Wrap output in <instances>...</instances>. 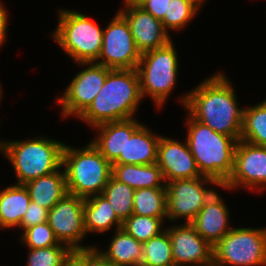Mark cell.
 I'll list each match as a JSON object with an SVG mask.
<instances>
[{
    "mask_svg": "<svg viewBox=\"0 0 266 266\" xmlns=\"http://www.w3.org/2000/svg\"><path fill=\"white\" fill-rule=\"evenodd\" d=\"M26 266H62L72 249L67 245L28 249Z\"/></svg>",
    "mask_w": 266,
    "mask_h": 266,
    "instance_id": "31",
    "label": "cell"
},
{
    "mask_svg": "<svg viewBox=\"0 0 266 266\" xmlns=\"http://www.w3.org/2000/svg\"><path fill=\"white\" fill-rule=\"evenodd\" d=\"M206 266H217L215 263H211L209 265H206Z\"/></svg>",
    "mask_w": 266,
    "mask_h": 266,
    "instance_id": "41",
    "label": "cell"
},
{
    "mask_svg": "<svg viewBox=\"0 0 266 266\" xmlns=\"http://www.w3.org/2000/svg\"><path fill=\"white\" fill-rule=\"evenodd\" d=\"M143 0H123L125 4L139 5Z\"/></svg>",
    "mask_w": 266,
    "mask_h": 266,
    "instance_id": "38",
    "label": "cell"
},
{
    "mask_svg": "<svg viewBox=\"0 0 266 266\" xmlns=\"http://www.w3.org/2000/svg\"><path fill=\"white\" fill-rule=\"evenodd\" d=\"M3 4L0 2V47L4 45L6 41V31L8 27V15ZM3 44V45H2Z\"/></svg>",
    "mask_w": 266,
    "mask_h": 266,
    "instance_id": "37",
    "label": "cell"
},
{
    "mask_svg": "<svg viewBox=\"0 0 266 266\" xmlns=\"http://www.w3.org/2000/svg\"><path fill=\"white\" fill-rule=\"evenodd\" d=\"M135 190L112 176L101 193L110 203L117 217L123 222L133 214Z\"/></svg>",
    "mask_w": 266,
    "mask_h": 266,
    "instance_id": "27",
    "label": "cell"
},
{
    "mask_svg": "<svg viewBox=\"0 0 266 266\" xmlns=\"http://www.w3.org/2000/svg\"><path fill=\"white\" fill-rule=\"evenodd\" d=\"M46 221H48V210L31 201L18 228L24 230Z\"/></svg>",
    "mask_w": 266,
    "mask_h": 266,
    "instance_id": "33",
    "label": "cell"
},
{
    "mask_svg": "<svg viewBox=\"0 0 266 266\" xmlns=\"http://www.w3.org/2000/svg\"><path fill=\"white\" fill-rule=\"evenodd\" d=\"M166 187L136 189L133 199V214L167 218Z\"/></svg>",
    "mask_w": 266,
    "mask_h": 266,
    "instance_id": "25",
    "label": "cell"
},
{
    "mask_svg": "<svg viewBox=\"0 0 266 266\" xmlns=\"http://www.w3.org/2000/svg\"><path fill=\"white\" fill-rule=\"evenodd\" d=\"M58 14V25L51 34L55 42L76 63L96 62L104 29L79 11L61 9Z\"/></svg>",
    "mask_w": 266,
    "mask_h": 266,
    "instance_id": "6",
    "label": "cell"
},
{
    "mask_svg": "<svg viewBox=\"0 0 266 266\" xmlns=\"http://www.w3.org/2000/svg\"><path fill=\"white\" fill-rule=\"evenodd\" d=\"M1 90L2 89H1V85H0V99L2 98L1 96L3 95Z\"/></svg>",
    "mask_w": 266,
    "mask_h": 266,
    "instance_id": "40",
    "label": "cell"
},
{
    "mask_svg": "<svg viewBox=\"0 0 266 266\" xmlns=\"http://www.w3.org/2000/svg\"><path fill=\"white\" fill-rule=\"evenodd\" d=\"M161 135H155L136 118L126 120L125 157H118L112 164L149 165L157 162Z\"/></svg>",
    "mask_w": 266,
    "mask_h": 266,
    "instance_id": "17",
    "label": "cell"
},
{
    "mask_svg": "<svg viewBox=\"0 0 266 266\" xmlns=\"http://www.w3.org/2000/svg\"><path fill=\"white\" fill-rule=\"evenodd\" d=\"M157 165L165 183L178 179L202 177L187 142H178L161 135L158 144Z\"/></svg>",
    "mask_w": 266,
    "mask_h": 266,
    "instance_id": "16",
    "label": "cell"
},
{
    "mask_svg": "<svg viewBox=\"0 0 266 266\" xmlns=\"http://www.w3.org/2000/svg\"><path fill=\"white\" fill-rule=\"evenodd\" d=\"M21 242L30 249L45 248L54 245H65L56 238L48 221L23 230Z\"/></svg>",
    "mask_w": 266,
    "mask_h": 266,
    "instance_id": "32",
    "label": "cell"
},
{
    "mask_svg": "<svg viewBox=\"0 0 266 266\" xmlns=\"http://www.w3.org/2000/svg\"><path fill=\"white\" fill-rule=\"evenodd\" d=\"M85 69L76 74L56 101L61 104L62 117H79L92 103L111 70L96 62H79ZM91 64V65H90Z\"/></svg>",
    "mask_w": 266,
    "mask_h": 266,
    "instance_id": "11",
    "label": "cell"
},
{
    "mask_svg": "<svg viewBox=\"0 0 266 266\" xmlns=\"http://www.w3.org/2000/svg\"><path fill=\"white\" fill-rule=\"evenodd\" d=\"M239 186L255 191L266 188V147L238 140L232 175L221 188L232 190Z\"/></svg>",
    "mask_w": 266,
    "mask_h": 266,
    "instance_id": "13",
    "label": "cell"
},
{
    "mask_svg": "<svg viewBox=\"0 0 266 266\" xmlns=\"http://www.w3.org/2000/svg\"><path fill=\"white\" fill-rule=\"evenodd\" d=\"M142 250L143 244L120 228L115 229L108 250L99 251L115 266H138L142 263Z\"/></svg>",
    "mask_w": 266,
    "mask_h": 266,
    "instance_id": "23",
    "label": "cell"
},
{
    "mask_svg": "<svg viewBox=\"0 0 266 266\" xmlns=\"http://www.w3.org/2000/svg\"><path fill=\"white\" fill-rule=\"evenodd\" d=\"M85 266H115L107 260L97 247L85 249Z\"/></svg>",
    "mask_w": 266,
    "mask_h": 266,
    "instance_id": "35",
    "label": "cell"
},
{
    "mask_svg": "<svg viewBox=\"0 0 266 266\" xmlns=\"http://www.w3.org/2000/svg\"><path fill=\"white\" fill-rule=\"evenodd\" d=\"M62 169L24 184L32 202L49 211L67 194L66 174Z\"/></svg>",
    "mask_w": 266,
    "mask_h": 266,
    "instance_id": "19",
    "label": "cell"
},
{
    "mask_svg": "<svg viewBox=\"0 0 266 266\" xmlns=\"http://www.w3.org/2000/svg\"><path fill=\"white\" fill-rule=\"evenodd\" d=\"M197 6H199L201 8V5L203 4V2L205 0H192Z\"/></svg>",
    "mask_w": 266,
    "mask_h": 266,
    "instance_id": "39",
    "label": "cell"
},
{
    "mask_svg": "<svg viewBox=\"0 0 266 266\" xmlns=\"http://www.w3.org/2000/svg\"><path fill=\"white\" fill-rule=\"evenodd\" d=\"M140 58L129 23L117 12L103 30V45L96 63L110 69H136Z\"/></svg>",
    "mask_w": 266,
    "mask_h": 266,
    "instance_id": "10",
    "label": "cell"
},
{
    "mask_svg": "<svg viewBox=\"0 0 266 266\" xmlns=\"http://www.w3.org/2000/svg\"><path fill=\"white\" fill-rule=\"evenodd\" d=\"M186 122V142L200 174L217 180L223 186L232 175L238 141L231 136L215 132L190 114Z\"/></svg>",
    "mask_w": 266,
    "mask_h": 266,
    "instance_id": "3",
    "label": "cell"
},
{
    "mask_svg": "<svg viewBox=\"0 0 266 266\" xmlns=\"http://www.w3.org/2000/svg\"><path fill=\"white\" fill-rule=\"evenodd\" d=\"M142 99L136 69H111L104 85L78 119L91 127L132 119Z\"/></svg>",
    "mask_w": 266,
    "mask_h": 266,
    "instance_id": "2",
    "label": "cell"
},
{
    "mask_svg": "<svg viewBox=\"0 0 266 266\" xmlns=\"http://www.w3.org/2000/svg\"><path fill=\"white\" fill-rule=\"evenodd\" d=\"M227 207L216 191L190 223L200 236L212 246L232 229L229 227V210Z\"/></svg>",
    "mask_w": 266,
    "mask_h": 266,
    "instance_id": "18",
    "label": "cell"
},
{
    "mask_svg": "<svg viewBox=\"0 0 266 266\" xmlns=\"http://www.w3.org/2000/svg\"><path fill=\"white\" fill-rule=\"evenodd\" d=\"M116 226L122 227L108 200L102 195H93L84 199V228L86 233H105Z\"/></svg>",
    "mask_w": 266,
    "mask_h": 266,
    "instance_id": "21",
    "label": "cell"
},
{
    "mask_svg": "<svg viewBox=\"0 0 266 266\" xmlns=\"http://www.w3.org/2000/svg\"><path fill=\"white\" fill-rule=\"evenodd\" d=\"M178 66L177 51L172 41L164 47L142 53L136 68L142 97L150 96L155 107L162 108L176 86Z\"/></svg>",
    "mask_w": 266,
    "mask_h": 266,
    "instance_id": "7",
    "label": "cell"
},
{
    "mask_svg": "<svg viewBox=\"0 0 266 266\" xmlns=\"http://www.w3.org/2000/svg\"><path fill=\"white\" fill-rule=\"evenodd\" d=\"M240 140L266 147V99L244 108Z\"/></svg>",
    "mask_w": 266,
    "mask_h": 266,
    "instance_id": "26",
    "label": "cell"
},
{
    "mask_svg": "<svg viewBox=\"0 0 266 266\" xmlns=\"http://www.w3.org/2000/svg\"><path fill=\"white\" fill-rule=\"evenodd\" d=\"M1 141L0 152L12 164L16 174V184L24 185L63 168L65 143L45 137Z\"/></svg>",
    "mask_w": 266,
    "mask_h": 266,
    "instance_id": "4",
    "label": "cell"
},
{
    "mask_svg": "<svg viewBox=\"0 0 266 266\" xmlns=\"http://www.w3.org/2000/svg\"><path fill=\"white\" fill-rule=\"evenodd\" d=\"M93 128L99 135L91 142L111 164L118 157H125L126 120L106 122Z\"/></svg>",
    "mask_w": 266,
    "mask_h": 266,
    "instance_id": "24",
    "label": "cell"
},
{
    "mask_svg": "<svg viewBox=\"0 0 266 266\" xmlns=\"http://www.w3.org/2000/svg\"><path fill=\"white\" fill-rule=\"evenodd\" d=\"M48 223L60 243L72 250L90 249L80 245L87 233L84 228V198L67 193L48 211Z\"/></svg>",
    "mask_w": 266,
    "mask_h": 266,
    "instance_id": "12",
    "label": "cell"
},
{
    "mask_svg": "<svg viewBox=\"0 0 266 266\" xmlns=\"http://www.w3.org/2000/svg\"><path fill=\"white\" fill-rule=\"evenodd\" d=\"M166 230L171 240L174 266H206L213 263V246L190 223L172 225Z\"/></svg>",
    "mask_w": 266,
    "mask_h": 266,
    "instance_id": "14",
    "label": "cell"
},
{
    "mask_svg": "<svg viewBox=\"0 0 266 266\" xmlns=\"http://www.w3.org/2000/svg\"><path fill=\"white\" fill-rule=\"evenodd\" d=\"M142 251L143 258L141 264L149 266H174L172 245L167 230L144 242Z\"/></svg>",
    "mask_w": 266,
    "mask_h": 266,
    "instance_id": "28",
    "label": "cell"
},
{
    "mask_svg": "<svg viewBox=\"0 0 266 266\" xmlns=\"http://www.w3.org/2000/svg\"><path fill=\"white\" fill-rule=\"evenodd\" d=\"M232 82L221 72L206 78L185 96L179 97L195 120L212 130L240 140L244 108L238 107Z\"/></svg>",
    "mask_w": 266,
    "mask_h": 266,
    "instance_id": "1",
    "label": "cell"
},
{
    "mask_svg": "<svg viewBox=\"0 0 266 266\" xmlns=\"http://www.w3.org/2000/svg\"><path fill=\"white\" fill-rule=\"evenodd\" d=\"M164 219L166 218L132 214L122 222L121 228L143 244L166 230L162 228Z\"/></svg>",
    "mask_w": 266,
    "mask_h": 266,
    "instance_id": "29",
    "label": "cell"
},
{
    "mask_svg": "<svg viewBox=\"0 0 266 266\" xmlns=\"http://www.w3.org/2000/svg\"><path fill=\"white\" fill-rule=\"evenodd\" d=\"M205 184L222 187L217 180L206 176L167 182V219L176 222L185 218L184 223H191L216 192L204 187Z\"/></svg>",
    "mask_w": 266,
    "mask_h": 266,
    "instance_id": "9",
    "label": "cell"
},
{
    "mask_svg": "<svg viewBox=\"0 0 266 266\" xmlns=\"http://www.w3.org/2000/svg\"><path fill=\"white\" fill-rule=\"evenodd\" d=\"M111 176L134 190L166 187L161 169L157 163L149 165L112 164Z\"/></svg>",
    "mask_w": 266,
    "mask_h": 266,
    "instance_id": "20",
    "label": "cell"
},
{
    "mask_svg": "<svg viewBox=\"0 0 266 266\" xmlns=\"http://www.w3.org/2000/svg\"><path fill=\"white\" fill-rule=\"evenodd\" d=\"M200 9L192 0H171L161 20L163 28L169 33V29L175 31L186 27Z\"/></svg>",
    "mask_w": 266,
    "mask_h": 266,
    "instance_id": "30",
    "label": "cell"
},
{
    "mask_svg": "<svg viewBox=\"0 0 266 266\" xmlns=\"http://www.w3.org/2000/svg\"><path fill=\"white\" fill-rule=\"evenodd\" d=\"M62 266H85V249L72 250Z\"/></svg>",
    "mask_w": 266,
    "mask_h": 266,
    "instance_id": "36",
    "label": "cell"
},
{
    "mask_svg": "<svg viewBox=\"0 0 266 266\" xmlns=\"http://www.w3.org/2000/svg\"><path fill=\"white\" fill-rule=\"evenodd\" d=\"M171 0H143L139 6L158 20L164 18Z\"/></svg>",
    "mask_w": 266,
    "mask_h": 266,
    "instance_id": "34",
    "label": "cell"
},
{
    "mask_svg": "<svg viewBox=\"0 0 266 266\" xmlns=\"http://www.w3.org/2000/svg\"><path fill=\"white\" fill-rule=\"evenodd\" d=\"M67 193L87 198L101 194L112 174V164L92 144L73 148L65 144L63 163Z\"/></svg>",
    "mask_w": 266,
    "mask_h": 266,
    "instance_id": "5",
    "label": "cell"
},
{
    "mask_svg": "<svg viewBox=\"0 0 266 266\" xmlns=\"http://www.w3.org/2000/svg\"><path fill=\"white\" fill-rule=\"evenodd\" d=\"M129 23L137 49L142 53L159 49L172 41L163 28L162 21L156 19L139 5L125 4L118 11Z\"/></svg>",
    "mask_w": 266,
    "mask_h": 266,
    "instance_id": "15",
    "label": "cell"
},
{
    "mask_svg": "<svg viewBox=\"0 0 266 266\" xmlns=\"http://www.w3.org/2000/svg\"><path fill=\"white\" fill-rule=\"evenodd\" d=\"M217 266H266V228H232L213 246Z\"/></svg>",
    "mask_w": 266,
    "mask_h": 266,
    "instance_id": "8",
    "label": "cell"
},
{
    "mask_svg": "<svg viewBox=\"0 0 266 266\" xmlns=\"http://www.w3.org/2000/svg\"><path fill=\"white\" fill-rule=\"evenodd\" d=\"M30 202V195L25 185L12 184L0 190L1 228L18 227Z\"/></svg>",
    "mask_w": 266,
    "mask_h": 266,
    "instance_id": "22",
    "label": "cell"
}]
</instances>
